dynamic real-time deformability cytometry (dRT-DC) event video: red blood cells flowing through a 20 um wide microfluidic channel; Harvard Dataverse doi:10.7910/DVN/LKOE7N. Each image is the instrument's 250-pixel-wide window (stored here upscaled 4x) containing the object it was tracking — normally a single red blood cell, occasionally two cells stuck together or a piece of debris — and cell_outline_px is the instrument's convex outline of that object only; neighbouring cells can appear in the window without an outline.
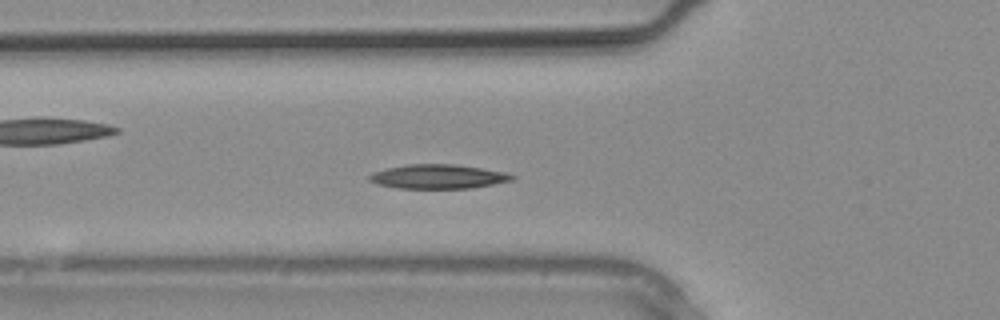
{"species": "common noctule bat (a hibernating species)", "species_latin": "Nyctalus noctula", "temperature_condition": "warm", "stored_images_in_passage": 17, "camera_frame_rate_fps": 3000, "um_per_image_px": 0.085, "animal": {"sex": "male", "body_mass_g": 20.4}, "frame": {"image": 1, "passage_image": 8, "time_ms": 2.333, "image_size_px": [1000, 320], "cell_outline_px": [[516, 176], [512, 180], [472, 188], [396, 188], [376, 184], [368, 180], [368, 176], [372, 172], [388, 168], [408, 164], [456, 164], [504, 172]], "centroid_in_image_um": [37.19, 15.01], "position_along_channel_um": 88.6, "area_um2": 20.06}}